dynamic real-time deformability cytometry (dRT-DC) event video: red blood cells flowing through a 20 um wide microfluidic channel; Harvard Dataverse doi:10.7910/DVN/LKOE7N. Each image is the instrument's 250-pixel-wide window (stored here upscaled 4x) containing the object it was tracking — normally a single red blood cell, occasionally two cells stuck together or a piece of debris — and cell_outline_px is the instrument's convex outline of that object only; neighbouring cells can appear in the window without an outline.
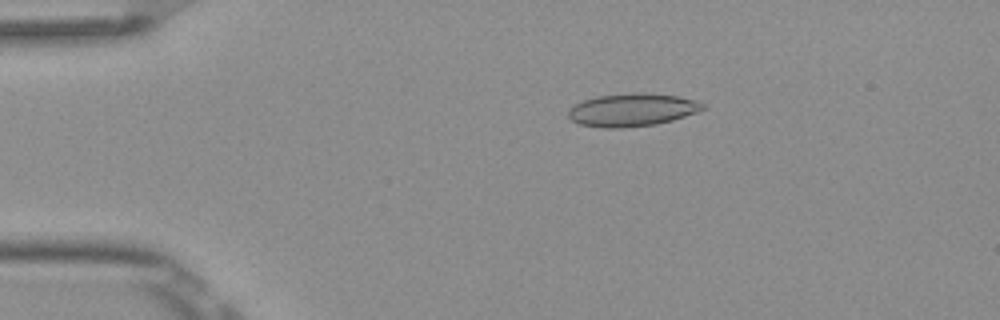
{"species": "Egyptian fruit bat (a non-hibernating species)", "species_latin": "Rousettus aegyptiacus", "temperature_condition": "room temperature", "stored_images_in_passage": 5, "camera_frame_rate_fps": 3000, "um_per_image_px": 0.085, "frame": {"image": 1, "passage_image": 3, "time_ms": 0.667, "image_size_px": [1000, 320], "cell_outline_px": [[704, 108], [696, 112], [672, 120], [656, 124], [620, 128], [600, 128], [580, 124], [572, 120], [568, 116], [568, 112], [576, 104], [584, 100], [600, 96], [636, 92], [680, 96], [696, 100], [704, 104]], "centroid_in_image_um": [53.74, 9.34], "position_along_channel_um": 31.3, "area_um2": 25.49}}
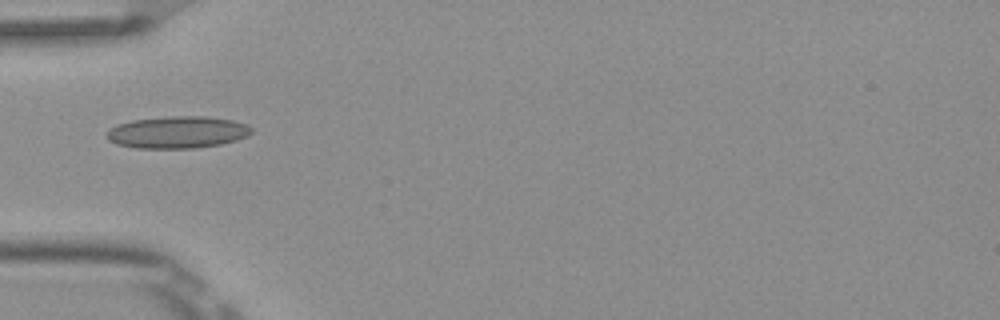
{"frame": {"image": 2, "passage_image": 5, "time_ms": 1.333, "image_size_px": [1000, 320], "cell_outline_px": [[252, 132], [248, 136], [236, 140], [220, 144], [196, 148], [136, 148], [116, 144], [108, 140], [104, 136], [108, 128], [116, 124], [132, 120], [168, 116], [208, 116], [232, 120], [248, 124], [252, 128]], "centroid_in_image_um": [15.05, 11.23], "position_along_channel_um": 69.9, "area_um2": 27.4}}